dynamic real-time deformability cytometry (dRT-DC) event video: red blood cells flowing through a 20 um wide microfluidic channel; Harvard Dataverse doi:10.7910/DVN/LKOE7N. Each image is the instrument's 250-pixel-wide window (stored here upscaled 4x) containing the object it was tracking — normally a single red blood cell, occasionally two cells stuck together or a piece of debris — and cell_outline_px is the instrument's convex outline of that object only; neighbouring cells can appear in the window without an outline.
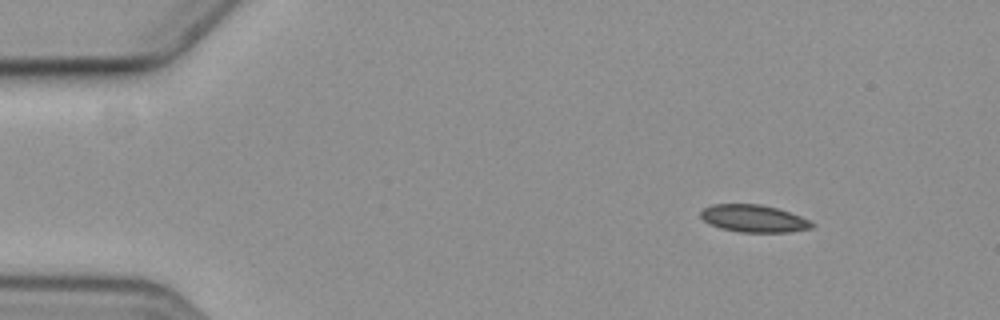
{"species": "common noctule bat (a hibernating species)", "species_latin": "Nyctalus noctula", "temperature_condition": "cold", "stored_images_in_passage": 4, "camera_frame_rate_fps": 3000, "um_per_image_px": 0.085, "animal": {"sex": "female", "body_mass_g": 19.3, "forearm_length_mm": 54.1}, "frame": {"image": 1, "passage_image": 1, "time_ms": 0.0, "image_size_px": [1000, 320], "cell_outline_px": [[816, 224], [812, 228], [792, 232], [736, 232], [720, 228], [708, 224], [700, 216], [700, 212], [704, 208], [712, 204], [760, 204], [776, 208], [800, 216]], "centroid_in_image_um": [64.05, 18.58], "position_along_channel_um": 21.0, "area_um2": 17.8}}
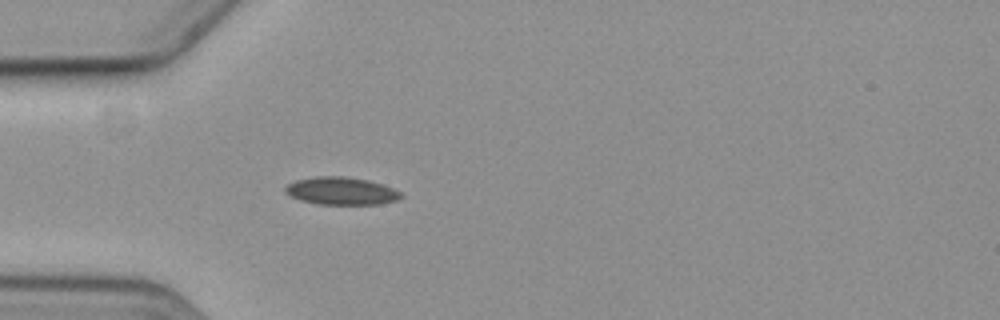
{"frame": {"image": 2, "passage_image": 4, "time_ms": 3.333, "image_size_px": [1000, 320], "cell_outline_px": [[404, 196], [396, 200], [380, 204], [316, 204], [300, 200], [284, 192], [284, 188], [288, 184], [296, 180], [316, 176], [344, 176], [368, 180], [392, 188], [400, 192]], "centroid_in_image_um": [28.98, 16.23], "position_along_channel_um": 56.0, "area_um2": 18.55}}